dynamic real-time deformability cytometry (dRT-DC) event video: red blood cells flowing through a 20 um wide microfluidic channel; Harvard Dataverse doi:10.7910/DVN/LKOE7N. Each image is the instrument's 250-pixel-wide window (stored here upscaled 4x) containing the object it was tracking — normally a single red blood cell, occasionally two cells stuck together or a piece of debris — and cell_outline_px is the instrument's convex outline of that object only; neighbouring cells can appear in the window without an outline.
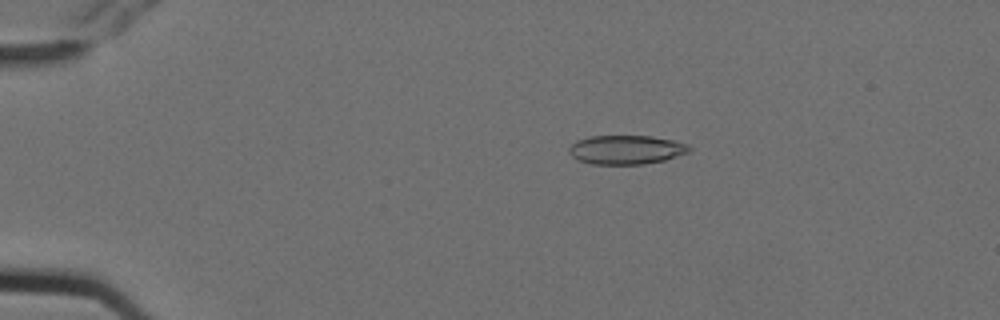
{"species": "Egyptian fruit bat (a non-hibernating species)", "species_latin": "Rousettus aegyptiacus", "temperature_condition": "cold", "stored_images_in_passage": 5, "camera_frame_rate_fps": 3000, "um_per_image_px": 0.085, "animal": {"sex": "female"}, "frame": {"image": 1, "passage_image": 3, "time_ms": 0.667, "image_size_px": [1000, 320], "cell_outline_px": [[692, 148], [688, 152], [664, 160], [644, 164], [592, 164], [580, 160], [572, 156], [568, 152], [568, 148], [576, 140], [588, 136], [652, 136], [672, 140], [688, 144]], "centroid_in_image_um": [53.21, 12.72], "position_along_channel_um": 31.8, "area_um2": 20.29}}